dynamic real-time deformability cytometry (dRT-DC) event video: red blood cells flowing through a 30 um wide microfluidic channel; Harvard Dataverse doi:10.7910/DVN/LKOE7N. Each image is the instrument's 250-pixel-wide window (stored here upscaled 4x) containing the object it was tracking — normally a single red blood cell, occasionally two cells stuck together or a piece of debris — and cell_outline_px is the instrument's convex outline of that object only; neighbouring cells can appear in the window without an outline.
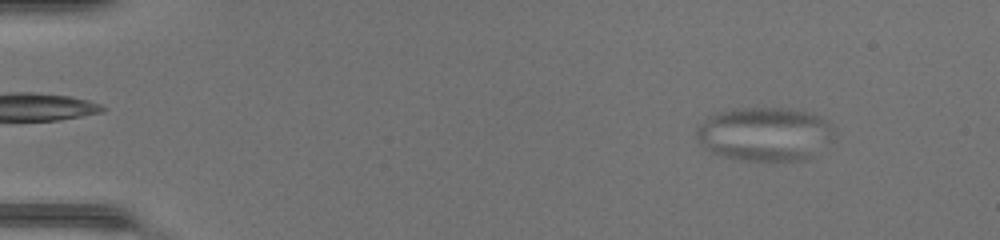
{"species": "common noctule bat (a hibernating species)", "species_latin": "Nyctalus noctula", "temperature_condition": "warm", "stored_images_in_passage": 53, "camera_frame_rate_fps": 3000, "um_per_image_px": 0.085, "animal": {"sex": "female", "body_mass_g": 17.0, "forearm_length_mm": 48.0}, "frame": {"image": 1, "passage_image": 7, "time_ms": 2.0, "image_size_px": [1000, 240], "cell_outline_px": [[820, 120], [804, 156], [796, 160], [748, 160], [724, 156], [716, 152], [700, 136], [700, 128], [712, 116], [724, 112], [744, 108], [780, 108], [800, 112], [816, 116]], "centroid_in_image_um": [64.64, 11.36], "position_along_channel_um": 20.4, "area_um2": 36.59}}
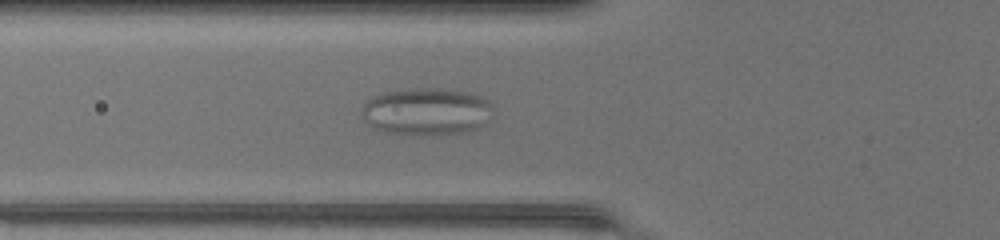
{"frame": {"image": 2, "passage_image": 21, "time_ms": 6.667, "image_size_px": [1000, 240], "cell_outline_px": [[488, 100], [480, 124], [476, 128], [468, 132], [444, 136], [404, 136], [380, 132], [372, 128], [364, 116], [364, 104], [368, 100], [384, 92], [408, 88], [444, 88], [472, 92]], "centroid_in_image_um": [36.14, 9.51], "position_along_channel_um": 89.7, "area_um2": 36.13}}
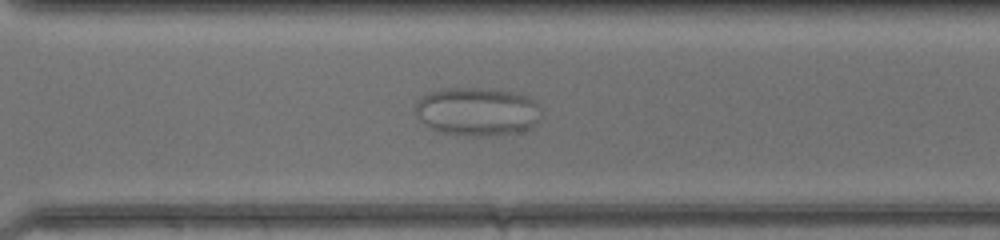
{"frame": {"image": 3, "passage_image": 39, "time_ms": 12.667, "image_size_px": [1000, 240], "cell_outline_px": [[540, 104], [532, 128], [520, 132], [472, 136], [456, 136], [440, 132], [424, 124], [420, 120], [416, 112], [416, 100], [420, 96], [428, 92], [440, 88], [500, 88], [520, 92], [536, 100]], "centroid_in_image_um": [40.54, 9.45], "position_along_channel_um": 330.1, "area_um2": 36.07}}